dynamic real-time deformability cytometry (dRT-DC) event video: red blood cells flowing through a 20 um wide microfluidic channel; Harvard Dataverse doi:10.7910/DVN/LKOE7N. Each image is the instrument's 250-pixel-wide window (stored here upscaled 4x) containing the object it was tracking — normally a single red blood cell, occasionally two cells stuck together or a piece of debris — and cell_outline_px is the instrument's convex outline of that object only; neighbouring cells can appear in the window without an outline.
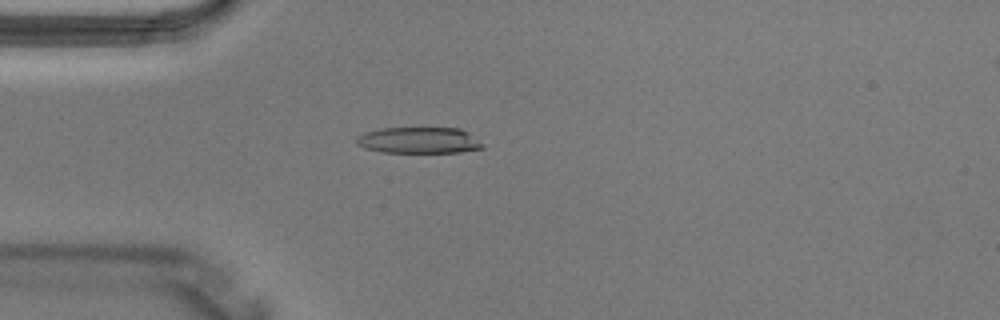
{"species": "Egyptian fruit bat (a non-hibernating species)", "species_latin": "Rousettus aegyptiacus", "temperature_condition": "warm", "stored_images_in_passage": 2, "camera_frame_rate_fps": 3000, "um_per_image_px": 0.085, "animal": {"sex": "male"}, "frame": {"image": 1, "passage_image": 2, "time_ms": 0.333, "image_size_px": [1000, 320], "cell_outline_px": [[484, 148], [460, 152], [380, 152], [364, 148], [356, 144], [356, 136], [364, 132], [380, 128], [460, 128], [468, 132], [484, 144]], "centroid_in_image_um": [35.59, 11.92], "position_along_channel_um": 49.4, "area_um2": 19.42}}